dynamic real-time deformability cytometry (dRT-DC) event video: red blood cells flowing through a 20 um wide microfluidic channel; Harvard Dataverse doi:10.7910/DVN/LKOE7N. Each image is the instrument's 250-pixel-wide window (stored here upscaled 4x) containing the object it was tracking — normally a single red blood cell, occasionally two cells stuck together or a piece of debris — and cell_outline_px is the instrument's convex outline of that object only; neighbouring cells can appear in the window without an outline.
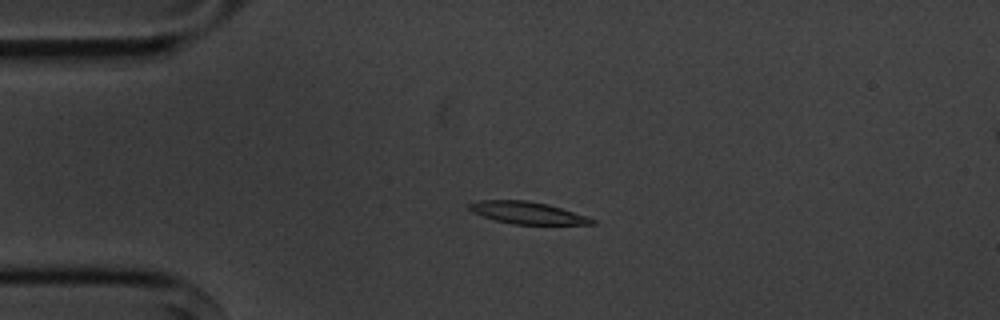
{"species": "common noctule bat (a hibernating species)", "species_latin": "Nyctalus noctula", "temperature_condition": "cold", "stored_images_in_passage": 5, "camera_frame_rate_fps": 3000, "um_per_image_px": 0.085, "animal": {"sex": "male", "body_mass_g": 20.1, "forearm_length_mm": 53.5}, "frame": {"image": 1, "passage_image": 3, "time_ms": 2.333, "image_size_px": [1000, 320], "cell_outline_px": [[596, 224], [512, 224], [496, 220], [472, 212], [468, 208], [468, 204], [480, 200], [528, 200], [548, 204], [596, 220]], "centroid_in_image_um": [44.79, 18.08], "position_along_channel_um": 40.2, "area_um2": 15.55}}